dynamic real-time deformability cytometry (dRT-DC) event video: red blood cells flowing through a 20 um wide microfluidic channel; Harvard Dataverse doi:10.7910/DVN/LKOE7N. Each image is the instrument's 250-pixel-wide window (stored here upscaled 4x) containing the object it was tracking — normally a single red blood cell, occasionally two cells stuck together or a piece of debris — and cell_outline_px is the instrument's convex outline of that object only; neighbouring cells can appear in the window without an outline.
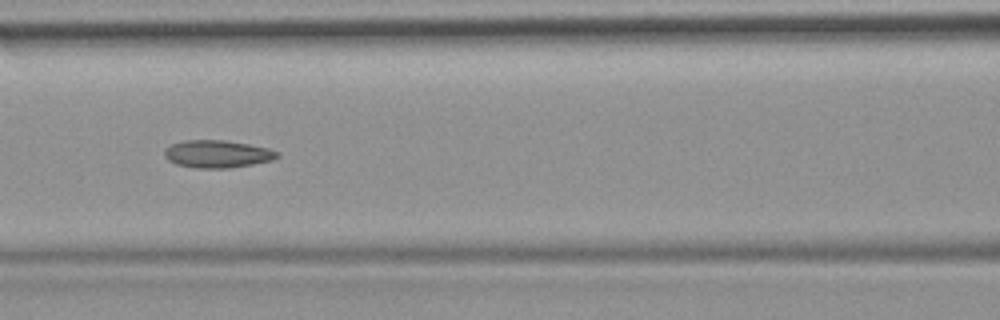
{"species": "common noctule bat (a hibernating species)", "species_latin": "Nyctalus noctula", "temperature_condition": "room temperature", "stored_images_in_passage": 51, "camera_frame_rate_fps": 3000, "um_per_image_px": 0.085, "animal": {"sex": "female", "body_mass_g": 19.9}, "frame": {"image": 1, "passage_image": 22, "time_ms": 7.0, "image_size_px": [1000, 320], "cell_outline_px": [[280, 156], [272, 160], [252, 164], [228, 168], [196, 168], [176, 164], [168, 160], [164, 156], [164, 148], [172, 144], [184, 140], [224, 140], [248, 144], [268, 148], [280, 152]], "centroid_in_image_um": [18.46, 13.08], "position_along_channel_um": 148.1, "area_um2": 18.15}, "authors_computed_cell_mechanics": {"area_um2": 18.3226, "velocity_mm_per_s": 3.9453, "shape_relaxation_time_tau1_ms": null, "shape_relaxation_time_tau2_ms": 2.8859, "deformation_change_tau1": null, "deformation_change_tau2": 0.0853}}